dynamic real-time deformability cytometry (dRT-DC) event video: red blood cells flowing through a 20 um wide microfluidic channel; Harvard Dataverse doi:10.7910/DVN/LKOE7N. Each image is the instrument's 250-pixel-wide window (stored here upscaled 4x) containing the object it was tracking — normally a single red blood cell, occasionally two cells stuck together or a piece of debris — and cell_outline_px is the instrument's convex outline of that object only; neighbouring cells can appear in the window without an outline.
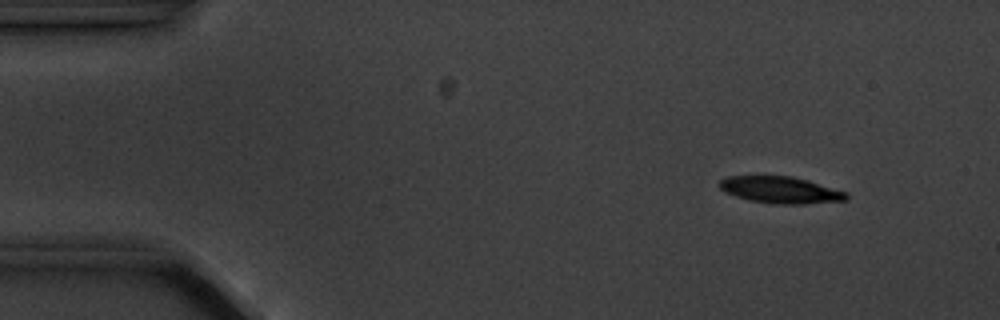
{"species": "common noctule bat (a hibernating species)", "species_latin": "Nyctalus noctula", "temperature_condition": "cold", "stored_images_in_passage": 5, "camera_frame_rate_fps": 3000, "um_per_image_px": 0.085, "animal": {"sex": "male", "body_mass_g": 20.1, "forearm_length_mm": 53.5}, "frame": {"image": 1, "passage_image": 1, "time_ms": 0.0, "image_size_px": [1000, 320], "cell_outline_px": [[848, 200], [804, 204], [772, 204], [748, 200], [724, 192], [720, 188], [720, 180], [724, 176], [792, 176], [808, 180], [848, 192]], "centroid_in_image_um": [66.36, 16.15], "position_along_channel_um": 18.6, "area_um2": 19.94}}
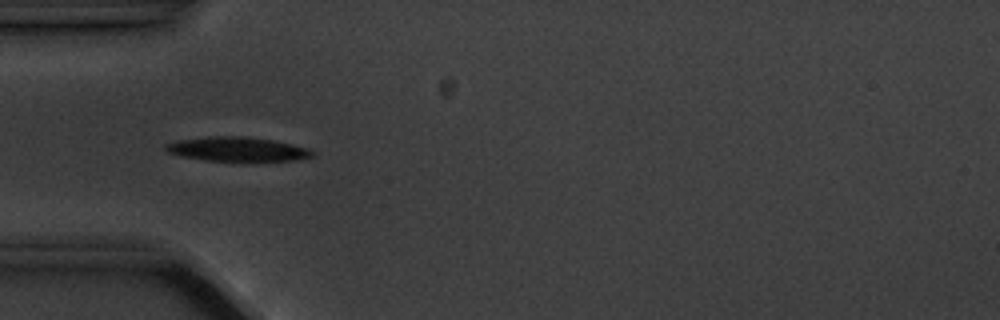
{"frame": {"image": 2, "passage_image": 4, "time_ms": 3.667, "image_size_px": [1000, 320], "cell_outline_px": [[316, 156], [292, 160], [204, 160], [180, 156], [168, 152], [164, 148], [164, 144], [176, 140], [208, 136], [240, 136], [272, 140], [292, 144], [308, 148], [316, 152]], "centroid_in_image_um": [20.14, 12.66], "position_along_channel_um": 64.9, "area_um2": 20.58}}